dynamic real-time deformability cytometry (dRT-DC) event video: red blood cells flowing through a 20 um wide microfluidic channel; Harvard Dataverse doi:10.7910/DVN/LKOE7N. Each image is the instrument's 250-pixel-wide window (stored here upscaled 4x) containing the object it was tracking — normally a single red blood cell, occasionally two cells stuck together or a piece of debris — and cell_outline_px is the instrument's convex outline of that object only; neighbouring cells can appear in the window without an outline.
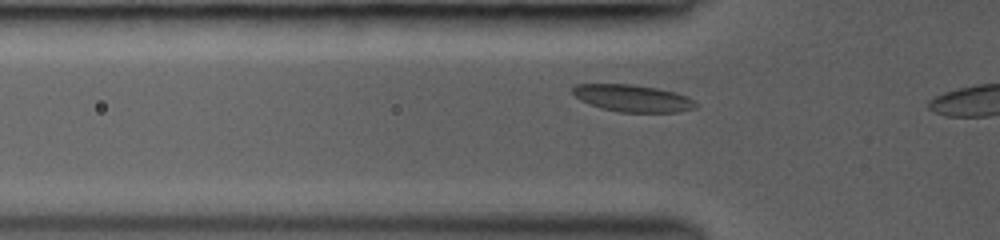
{"species": "common noctule bat (a hibernating species)", "species_latin": "Nyctalus noctula", "temperature_condition": "room temperature", "stored_images_in_passage": 18, "camera_frame_rate_fps": 3000, "um_per_image_px": 0.085, "animal": {"sex": "female", "body_mass_g": 19.0, "forearm_length_mm": 53.3}, "frame": {"image": 1, "passage_image": 16, "time_ms": 3.333, "image_size_px": [1000, 240], "cell_outline_px": [[696, 108], [680, 112], [620, 112], [600, 108], [588, 104], [580, 100], [572, 92], [572, 88], [576, 84], [632, 84], [656, 88], [676, 92], [688, 96], [696, 104]], "centroid_in_image_um": [53.77, 8.35], "position_along_channel_um": 72.0, "area_um2": 19.48}}